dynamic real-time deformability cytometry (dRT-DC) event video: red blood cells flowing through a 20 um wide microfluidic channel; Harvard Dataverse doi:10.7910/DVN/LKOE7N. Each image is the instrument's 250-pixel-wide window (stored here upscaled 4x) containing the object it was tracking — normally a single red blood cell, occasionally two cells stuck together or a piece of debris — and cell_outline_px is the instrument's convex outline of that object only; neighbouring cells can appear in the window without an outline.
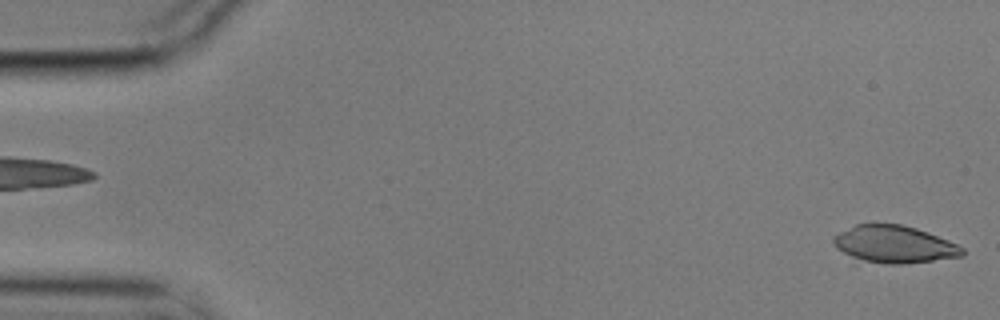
{"species": "common noctule bat (a hibernating species)", "species_latin": "Nyctalus noctula", "temperature_condition": "cold", "stored_images_in_passage": 2, "camera_frame_rate_fps": 3000, "um_per_image_px": 0.085, "animal": {"sex": "male", "body_mass_g": 17.9}, "frame": {"image": 1, "passage_image": 2, "time_ms": 0.333, "image_size_px": [1000, 320], "cell_outline_px": [[964, 256], [900, 264], [884, 264], [864, 260], [852, 256], [836, 248], [832, 244], [832, 236], [856, 224], [900, 224], [916, 228], [928, 232], [948, 240], [964, 248]], "centroid_in_image_um": [76.0, 20.76], "position_along_channel_um": 9.0, "area_um2": 27.74}}